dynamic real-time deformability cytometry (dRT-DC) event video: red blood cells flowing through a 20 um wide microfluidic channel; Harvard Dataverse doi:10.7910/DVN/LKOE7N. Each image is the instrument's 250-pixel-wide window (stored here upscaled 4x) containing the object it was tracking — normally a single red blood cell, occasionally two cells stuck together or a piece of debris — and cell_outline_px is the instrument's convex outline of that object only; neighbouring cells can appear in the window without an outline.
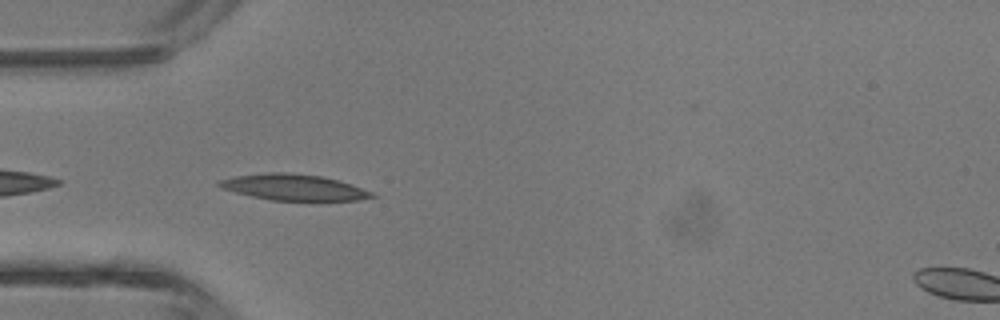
{"species": "common noctule bat (a hibernating species)", "species_latin": "Nyctalus noctula", "temperature_condition": "room temperature", "stored_images_in_passage": 28, "camera_frame_rate_fps": 3000, "um_per_image_px": 0.085, "animal": {"sex": "male", "body_mass_g": 13.3}, "frame": {"image": 1, "passage_image": 1, "time_ms": 0.0, "image_size_px": [1000, 320], "cell_outline_px": [[376, 196], [356, 200], [272, 200], [252, 196], [220, 188], [216, 184], [220, 180], [232, 176], [268, 172], [288, 172], [320, 176], [340, 180], [372, 192]], "centroid_in_image_um": [24.92, 15.9], "position_along_channel_um": 60.1, "area_um2": 23.0}}
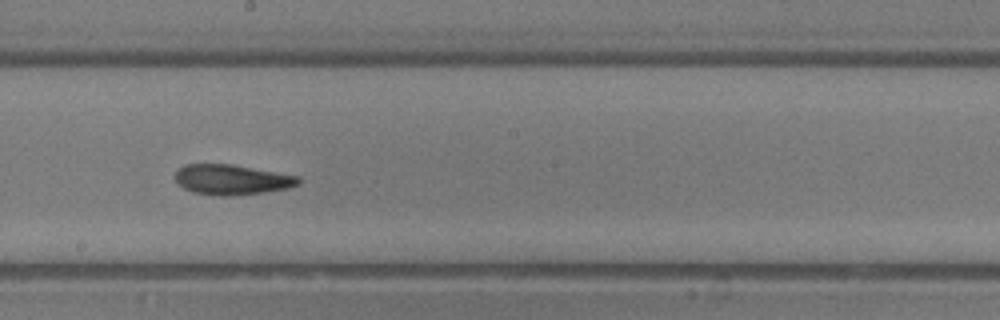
{"frame": {"image": 2, "passage_image": 12, "time_ms": 3.667, "image_size_px": [1000, 320], "cell_outline_px": [[300, 184], [288, 188], [264, 192], [232, 196], [220, 196], [192, 192], [184, 188], [176, 180], [176, 168], [184, 164], [232, 164], [300, 176]], "centroid_in_image_um": [19.71, 15.26], "position_along_channel_um": 228.5, "area_um2": 21.79}}
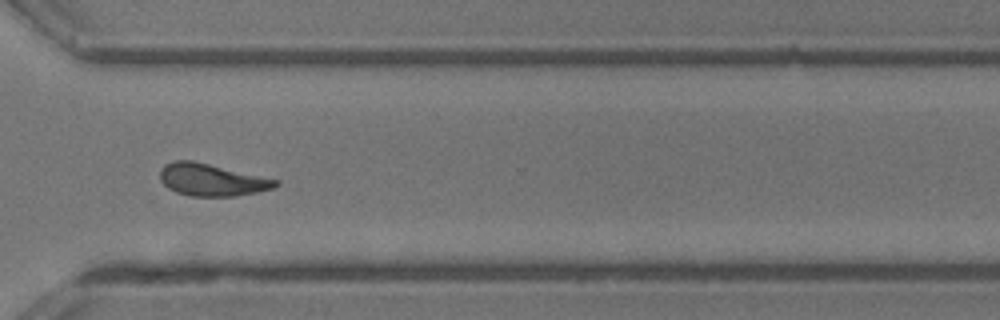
{"frame": {"image": 3, "passage_image": 20, "time_ms": 6.333, "image_size_px": [1000, 320], "cell_outline_px": [[280, 184], [272, 188], [256, 192], [232, 196], [188, 196], [176, 192], [168, 188], [160, 180], [160, 168], [164, 164], [172, 160], [192, 160], [280, 180]], "centroid_in_image_um": [17.96, 15.27], "position_along_channel_um": 352.6, "area_um2": 21.73}, "authors_computed_cell_mechanics": {"area_um2": 21.4149, "velocity_mm_per_s": 4.6729, "shape_relaxation_time_tau1_ms": null, "shape_relaxation_time_tau2_ms": 2.4842, "deformation_change_tau1": null, "deformation_change_tau2": 0.1118}}